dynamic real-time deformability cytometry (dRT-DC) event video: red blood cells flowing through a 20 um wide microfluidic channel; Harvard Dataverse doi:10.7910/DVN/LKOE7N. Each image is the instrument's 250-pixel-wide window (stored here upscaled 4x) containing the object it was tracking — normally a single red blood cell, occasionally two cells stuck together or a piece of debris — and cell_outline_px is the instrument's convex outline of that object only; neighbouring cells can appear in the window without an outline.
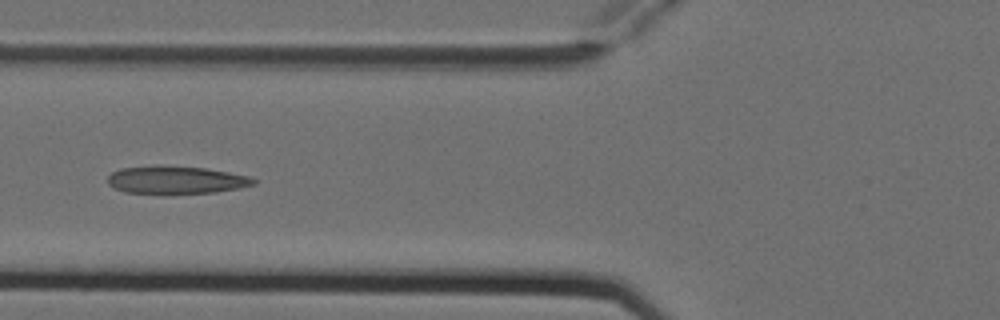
{"species": "Egyptian fruit bat (a non-hibernating species)", "species_latin": "Rousettus aegyptiacus", "temperature_condition": "cold", "stored_images_in_passage": 4, "camera_frame_rate_fps": 3000, "um_per_image_px": 0.085, "animal": {"sex": "female"}, "frame": {"image": 1, "passage_image": 4, "time_ms": 1.0, "image_size_px": [1000, 320], "cell_outline_px": [[256, 184], [240, 188], [216, 192], [172, 196], [124, 192], [108, 184], [108, 176], [112, 172], [120, 168], [156, 164], [160, 164], [204, 168], [228, 172], [248, 176], [256, 180]], "centroid_in_image_um": [14.93, 15.32], "position_along_channel_um": 110.9, "area_um2": 24.68}}